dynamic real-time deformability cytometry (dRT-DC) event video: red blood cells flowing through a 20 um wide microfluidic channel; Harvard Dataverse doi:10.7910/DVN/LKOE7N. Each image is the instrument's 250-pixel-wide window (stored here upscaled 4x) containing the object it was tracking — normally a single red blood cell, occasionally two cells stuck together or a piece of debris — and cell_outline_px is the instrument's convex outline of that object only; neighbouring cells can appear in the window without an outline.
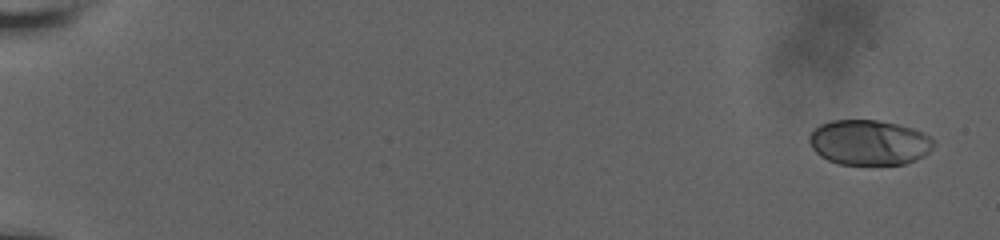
{"species": "human", "species_latin": "Homo sapiens", "temperature_condition": "room temperature", "stored_images_in_passage": 49, "camera_frame_rate_fps": 3000, "um_per_image_px": 0.085, "donor": {"sex": "male"}, "frame": {"image": 1, "passage_image": 2, "time_ms": 0.333, "image_size_px": [1000, 240], "cell_outline_px": [[936, 144], [924, 156], [916, 160], [904, 164], [840, 164], [828, 160], [820, 156], [812, 148], [808, 140], [808, 136], [820, 124], [832, 120], [876, 120], [896, 124], [912, 128], [924, 132]], "centroid_in_image_um": [73.87, 12.11], "position_along_channel_um": 11.1, "area_um2": 32.71}}
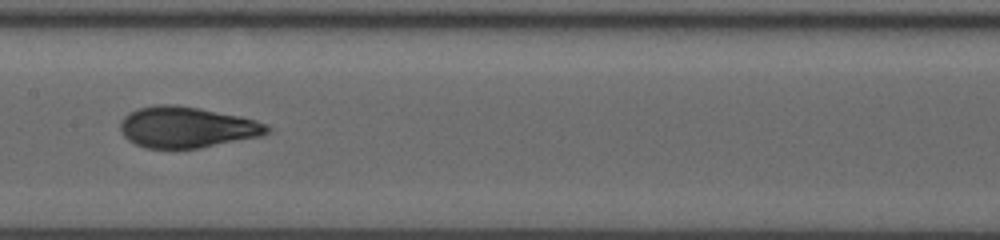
{"frame": {"image": 2, "passage_image": 27, "time_ms": 10.333, "image_size_px": [1000, 240], "cell_outline_px": [[272, 128], [264, 136], [200, 148], [144, 148], [128, 140], [124, 136], [120, 128], [120, 120], [128, 112], [136, 108], [156, 104], [176, 104], [200, 108], [240, 116], [256, 120], [268, 124]], "centroid_in_image_um": [15.89, 10.81], "position_along_channel_um": 191.5, "area_um2": 35.6}}
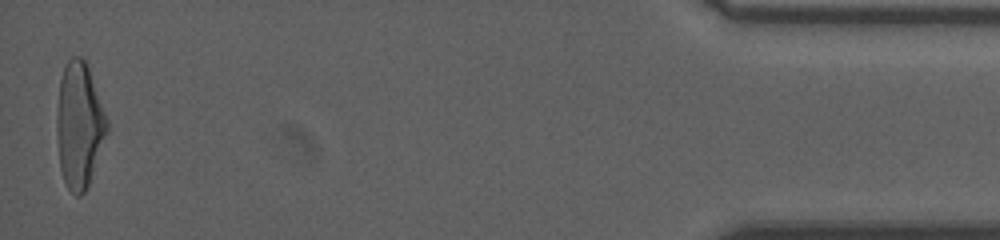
{"frame": {"image": 3, "passage_image": 49, "time_ms": 18.667, "image_size_px": [1000, 240], "cell_outline_px": [[108, 132], [88, 184], [84, 192], [80, 196], [76, 196], [64, 184], [60, 168], [56, 132], [56, 116], [60, 80], [64, 68], [68, 60], [72, 56], [80, 56], [84, 60], [88, 68], [108, 120]], "centroid_in_image_um": [6.72, 10.66], "position_along_channel_um": 428.5, "area_um2": 36.59}, "authors_computed_cell_mechanics": {"area_um2": 33.9286, "velocity_mm_per_s": 3.8086, "shape_relaxation_time_tau1_ms": 6.7273, "shape_relaxation_time_tau2_ms": 0.9603, "deformation_change_tau1": 0.2276, "deformation_change_tau2": 0.0647}}